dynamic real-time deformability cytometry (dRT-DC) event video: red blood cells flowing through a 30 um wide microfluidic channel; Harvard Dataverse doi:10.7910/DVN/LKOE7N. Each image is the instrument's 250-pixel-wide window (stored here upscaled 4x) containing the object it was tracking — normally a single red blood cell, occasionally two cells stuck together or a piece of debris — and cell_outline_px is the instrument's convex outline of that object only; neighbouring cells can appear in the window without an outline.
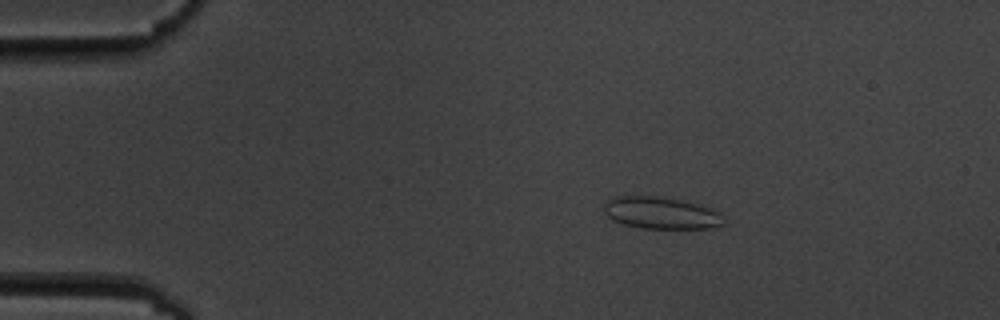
{"species": "common noctule bat (a hibernating species)", "species_latin": "Nyctalus noctula", "temperature_condition": "cold", "stored_images_in_passage": 4, "camera_frame_rate_fps": 3000, "um_per_image_px": 0.085, "animal": {"sex": "male", "body_mass_g": 19.5, "forearm_length_mm": 54.6}, "frame": {"image": 1, "passage_image": 2, "time_ms": 1.333, "image_size_px": [1000, 320], "cell_outline_px": [[724, 224], [712, 228], [640, 228], [624, 224], [612, 220], [604, 212], [604, 200], [616, 196], [656, 196], [680, 200], [712, 208], [720, 212], [724, 216]], "centroid_in_image_um": [56.18, 18.1], "position_along_channel_um": 28.8, "area_um2": 22.43}}